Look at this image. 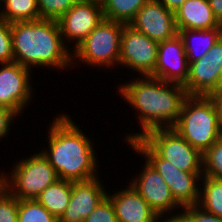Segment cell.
<instances>
[{
    "mask_svg": "<svg viewBox=\"0 0 222 222\" xmlns=\"http://www.w3.org/2000/svg\"><path fill=\"white\" fill-rule=\"evenodd\" d=\"M134 79V80H133ZM117 86L119 95L137 112L140 132L125 135V143L142 137L157 128H172L180 117L188 97L182 84L167 82L151 76H139ZM138 132V133H137Z\"/></svg>",
    "mask_w": 222,
    "mask_h": 222,
    "instance_id": "6da1fadb",
    "label": "cell"
},
{
    "mask_svg": "<svg viewBox=\"0 0 222 222\" xmlns=\"http://www.w3.org/2000/svg\"><path fill=\"white\" fill-rule=\"evenodd\" d=\"M66 113L54 117L48 130V147L41 152L59 179L72 182L98 177V160L90 137ZM96 154V156H95Z\"/></svg>",
    "mask_w": 222,
    "mask_h": 222,
    "instance_id": "7a4b0ae2",
    "label": "cell"
},
{
    "mask_svg": "<svg viewBox=\"0 0 222 222\" xmlns=\"http://www.w3.org/2000/svg\"><path fill=\"white\" fill-rule=\"evenodd\" d=\"M13 62L33 69L67 70L72 65V52L65 45L58 21L38 19L11 23Z\"/></svg>",
    "mask_w": 222,
    "mask_h": 222,
    "instance_id": "3957f363",
    "label": "cell"
},
{
    "mask_svg": "<svg viewBox=\"0 0 222 222\" xmlns=\"http://www.w3.org/2000/svg\"><path fill=\"white\" fill-rule=\"evenodd\" d=\"M172 129L202 155L222 136L218 113L209 96H188Z\"/></svg>",
    "mask_w": 222,
    "mask_h": 222,
    "instance_id": "277c9868",
    "label": "cell"
},
{
    "mask_svg": "<svg viewBox=\"0 0 222 222\" xmlns=\"http://www.w3.org/2000/svg\"><path fill=\"white\" fill-rule=\"evenodd\" d=\"M124 23L103 19L89 35L72 50V67L77 62L111 70L118 66ZM75 57V58H74ZM78 60V61H77Z\"/></svg>",
    "mask_w": 222,
    "mask_h": 222,
    "instance_id": "5b68a950",
    "label": "cell"
},
{
    "mask_svg": "<svg viewBox=\"0 0 222 222\" xmlns=\"http://www.w3.org/2000/svg\"><path fill=\"white\" fill-rule=\"evenodd\" d=\"M14 165L10 174L9 171L8 174L1 171L0 183L19 200L36 199L46 187L59 179L54 167L40 151Z\"/></svg>",
    "mask_w": 222,
    "mask_h": 222,
    "instance_id": "8992f818",
    "label": "cell"
},
{
    "mask_svg": "<svg viewBox=\"0 0 222 222\" xmlns=\"http://www.w3.org/2000/svg\"><path fill=\"white\" fill-rule=\"evenodd\" d=\"M143 156L168 184L175 201L183 208L198 205L203 173L184 172L161 158L141 137L128 144Z\"/></svg>",
    "mask_w": 222,
    "mask_h": 222,
    "instance_id": "52a82bcc",
    "label": "cell"
},
{
    "mask_svg": "<svg viewBox=\"0 0 222 222\" xmlns=\"http://www.w3.org/2000/svg\"><path fill=\"white\" fill-rule=\"evenodd\" d=\"M161 158L184 172L203 173L202 154L172 128L152 129L141 137Z\"/></svg>",
    "mask_w": 222,
    "mask_h": 222,
    "instance_id": "ba28073f",
    "label": "cell"
},
{
    "mask_svg": "<svg viewBox=\"0 0 222 222\" xmlns=\"http://www.w3.org/2000/svg\"><path fill=\"white\" fill-rule=\"evenodd\" d=\"M157 51V42L129 24L124 25L118 66L130 68L140 76H150L155 69Z\"/></svg>",
    "mask_w": 222,
    "mask_h": 222,
    "instance_id": "9c48e42d",
    "label": "cell"
},
{
    "mask_svg": "<svg viewBox=\"0 0 222 222\" xmlns=\"http://www.w3.org/2000/svg\"><path fill=\"white\" fill-rule=\"evenodd\" d=\"M142 168V171L138 174L139 176L133 177L129 183L147 201L159 218L172 222L176 218V214L172 215L170 213L172 210L174 212L175 210L179 211L182 207L173 198L163 177L146 159Z\"/></svg>",
    "mask_w": 222,
    "mask_h": 222,
    "instance_id": "30bf717a",
    "label": "cell"
},
{
    "mask_svg": "<svg viewBox=\"0 0 222 222\" xmlns=\"http://www.w3.org/2000/svg\"><path fill=\"white\" fill-rule=\"evenodd\" d=\"M0 65V107H7L22 116L34 95L32 71L16 62Z\"/></svg>",
    "mask_w": 222,
    "mask_h": 222,
    "instance_id": "8fae6325",
    "label": "cell"
},
{
    "mask_svg": "<svg viewBox=\"0 0 222 222\" xmlns=\"http://www.w3.org/2000/svg\"><path fill=\"white\" fill-rule=\"evenodd\" d=\"M222 71V37L198 61L189 64L183 84L188 96H209L218 91Z\"/></svg>",
    "mask_w": 222,
    "mask_h": 222,
    "instance_id": "7c38bea8",
    "label": "cell"
},
{
    "mask_svg": "<svg viewBox=\"0 0 222 222\" xmlns=\"http://www.w3.org/2000/svg\"><path fill=\"white\" fill-rule=\"evenodd\" d=\"M103 19L102 6L78 0L57 21L65 45L75 43L74 50Z\"/></svg>",
    "mask_w": 222,
    "mask_h": 222,
    "instance_id": "4fadbf2b",
    "label": "cell"
},
{
    "mask_svg": "<svg viewBox=\"0 0 222 222\" xmlns=\"http://www.w3.org/2000/svg\"><path fill=\"white\" fill-rule=\"evenodd\" d=\"M129 25L157 43L172 39L178 34L174 12L157 0L146 2Z\"/></svg>",
    "mask_w": 222,
    "mask_h": 222,
    "instance_id": "5bb4252c",
    "label": "cell"
},
{
    "mask_svg": "<svg viewBox=\"0 0 222 222\" xmlns=\"http://www.w3.org/2000/svg\"><path fill=\"white\" fill-rule=\"evenodd\" d=\"M188 69L184 43L179 34L158 43L157 61L151 77L183 85L188 78Z\"/></svg>",
    "mask_w": 222,
    "mask_h": 222,
    "instance_id": "9a60e30c",
    "label": "cell"
},
{
    "mask_svg": "<svg viewBox=\"0 0 222 222\" xmlns=\"http://www.w3.org/2000/svg\"><path fill=\"white\" fill-rule=\"evenodd\" d=\"M99 177L87 181L72 182L69 204L58 222H84L95 207L110 194Z\"/></svg>",
    "mask_w": 222,
    "mask_h": 222,
    "instance_id": "2e32d148",
    "label": "cell"
},
{
    "mask_svg": "<svg viewBox=\"0 0 222 222\" xmlns=\"http://www.w3.org/2000/svg\"><path fill=\"white\" fill-rule=\"evenodd\" d=\"M126 187L111 195L107 194L113 204L117 222H157L159 216L132 184Z\"/></svg>",
    "mask_w": 222,
    "mask_h": 222,
    "instance_id": "e0dca14e",
    "label": "cell"
},
{
    "mask_svg": "<svg viewBox=\"0 0 222 222\" xmlns=\"http://www.w3.org/2000/svg\"><path fill=\"white\" fill-rule=\"evenodd\" d=\"M174 17L177 29L209 30L222 26L208 0H186L174 11Z\"/></svg>",
    "mask_w": 222,
    "mask_h": 222,
    "instance_id": "ac0fdd59",
    "label": "cell"
},
{
    "mask_svg": "<svg viewBox=\"0 0 222 222\" xmlns=\"http://www.w3.org/2000/svg\"><path fill=\"white\" fill-rule=\"evenodd\" d=\"M177 30L184 43L188 64L198 61L222 37V26L209 30Z\"/></svg>",
    "mask_w": 222,
    "mask_h": 222,
    "instance_id": "d6986e66",
    "label": "cell"
},
{
    "mask_svg": "<svg viewBox=\"0 0 222 222\" xmlns=\"http://www.w3.org/2000/svg\"><path fill=\"white\" fill-rule=\"evenodd\" d=\"M72 194V181L58 179L46 187L36 200L58 220L64 214Z\"/></svg>",
    "mask_w": 222,
    "mask_h": 222,
    "instance_id": "ffe728a7",
    "label": "cell"
},
{
    "mask_svg": "<svg viewBox=\"0 0 222 222\" xmlns=\"http://www.w3.org/2000/svg\"><path fill=\"white\" fill-rule=\"evenodd\" d=\"M2 5L0 19L8 23L40 19L38 0H5Z\"/></svg>",
    "mask_w": 222,
    "mask_h": 222,
    "instance_id": "44dd1931",
    "label": "cell"
},
{
    "mask_svg": "<svg viewBox=\"0 0 222 222\" xmlns=\"http://www.w3.org/2000/svg\"><path fill=\"white\" fill-rule=\"evenodd\" d=\"M198 207L203 211L222 217V179L202 176Z\"/></svg>",
    "mask_w": 222,
    "mask_h": 222,
    "instance_id": "7402d4cb",
    "label": "cell"
},
{
    "mask_svg": "<svg viewBox=\"0 0 222 222\" xmlns=\"http://www.w3.org/2000/svg\"><path fill=\"white\" fill-rule=\"evenodd\" d=\"M149 0H106L102 5L104 19L129 24Z\"/></svg>",
    "mask_w": 222,
    "mask_h": 222,
    "instance_id": "603a6c76",
    "label": "cell"
},
{
    "mask_svg": "<svg viewBox=\"0 0 222 222\" xmlns=\"http://www.w3.org/2000/svg\"><path fill=\"white\" fill-rule=\"evenodd\" d=\"M18 222H58L36 199H18Z\"/></svg>",
    "mask_w": 222,
    "mask_h": 222,
    "instance_id": "cb8c5ba5",
    "label": "cell"
},
{
    "mask_svg": "<svg viewBox=\"0 0 222 222\" xmlns=\"http://www.w3.org/2000/svg\"><path fill=\"white\" fill-rule=\"evenodd\" d=\"M203 176L222 179V136L203 154Z\"/></svg>",
    "mask_w": 222,
    "mask_h": 222,
    "instance_id": "d4e9b609",
    "label": "cell"
},
{
    "mask_svg": "<svg viewBox=\"0 0 222 222\" xmlns=\"http://www.w3.org/2000/svg\"><path fill=\"white\" fill-rule=\"evenodd\" d=\"M78 0H38L40 19L59 20Z\"/></svg>",
    "mask_w": 222,
    "mask_h": 222,
    "instance_id": "484cf974",
    "label": "cell"
},
{
    "mask_svg": "<svg viewBox=\"0 0 222 222\" xmlns=\"http://www.w3.org/2000/svg\"><path fill=\"white\" fill-rule=\"evenodd\" d=\"M0 222H18V199L0 183Z\"/></svg>",
    "mask_w": 222,
    "mask_h": 222,
    "instance_id": "4316f807",
    "label": "cell"
},
{
    "mask_svg": "<svg viewBox=\"0 0 222 222\" xmlns=\"http://www.w3.org/2000/svg\"><path fill=\"white\" fill-rule=\"evenodd\" d=\"M172 222H222V217L207 213L194 205L183 207Z\"/></svg>",
    "mask_w": 222,
    "mask_h": 222,
    "instance_id": "83f0119b",
    "label": "cell"
},
{
    "mask_svg": "<svg viewBox=\"0 0 222 222\" xmlns=\"http://www.w3.org/2000/svg\"><path fill=\"white\" fill-rule=\"evenodd\" d=\"M84 222H117L111 200L106 196L85 218Z\"/></svg>",
    "mask_w": 222,
    "mask_h": 222,
    "instance_id": "f1b7e54d",
    "label": "cell"
},
{
    "mask_svg": "<svg viewBox=\"0 0 222 222\" xmlns=\"http://www.w3.org/2000/svg\"><path fill=\"white\" fill-rule=\"evenodd\" d=\"M13 62L11 23L0 19V64Z\"/></svg>",
    "mask_w": 222,
    "mask_h": 222,
    "instance_id": "f546056e",
    "label": "cell"
},
{
    "mask_svg": "<svg viewBox=\"0 0 222 222\" xmlns=\"http://www.w3.org/2000/svg\"><path fill=\"white\" fill-rule=\"evenodd\" d=\"M19 115L7 108V107H0V139L6 138L9 134L11 129V125L14 122L13 120H17ZM0 140V141H1Z\"/></svg>",
    "mask_w": 222,
    "mask_h": 222,
    "instance_id": "4dcf8cb0",
    "label": "cell"
},
{
    "mask_svg": "<svg viewBox=\"0 0 222 222\" xmlns=\"http://www.w3.org/2000/svg\"><path fill=\"white\" fill-rule=\"evenodd\" d=\"M213 103L215 104L216 111L218 113L219 123L222 129V91H217L209 95Z\"/></svg>",
    "mask_w": 222,
    "mask_h": 222,
    "instance_id": "1f68e13d",
    "label": "cell"
},
{
    "mask_svg": "<svg viewBox=\"0 0 222 222\" xmlns=\"http://www.w3.org/2000/svg\"><path fill=\"white\" fill-rule=\"evenodd\" d=\"M217 21L222 25V0H208Z\"/></svg>",
    "mask_w": 222,
    "mask_h": 222,
    "instance_id": "d6a6232c",
    "label": "cell"
},
{
    "mask_svg": "<svg viewBox=\"0 0 222 222\" xmlns=\"http://www.w3.org/2000/svg\"><path fill=\"white\" fill-rule=\"evenodd\" d=\"M159 1L166 9L170 11H175L178 9L186 0H157Z\"/></svg>",
    "mask_w": 222,
    "mask_h": 222,
    "instance_id": "836d02e7",
    "label": "cell"
},
{
    "mask_svg": "<svg viewBox=\"0 0 222 222\" xmlns=\"http://www.w3.org/2000/svg\"><path fill=\"white\" fill-rule=\"evenodd\" d=\"M79 1L95 3V4H98V5L102 6L105 3L106 0H79Z\"/></svg>",
    "mask_w": 222,
    "mask_h": 222,
    "instance_id": "e575fe53",
    "label": "cell"
},
{
    "mask_svg": "<svg viewBox=\"0 0 222 222\" xmlns=\"http://www.w3.org/2000/svg\"><path fill=\"white\" fill-rule=\"evenodd\" d=\"M218 91H222V71L220 72V75H219Z\"/></svg>",
    "mask_w": 222,
    "mask_h": 222,
    "instance_id": "d590c367",
    "label": "cell"
},
{
    "mask_svg": "<svg viewBox=\"0 0 222 222\" xmlns=\"http://www.w3.org/2000/svg\"><path fill=\"white\" fill-rule=\"evenodd\" d=\"M157 222H170V221H167V220H165V219H164V220H163V219L161 220V218H160Z\"/></svg>",
    "mask_w": 222,
    "mask_h": 222,
    "instance_id": "8d00e7d4",
    "label": "cell"
},
{
    "mask_svg": "<svg viewBox=\"0 0 222 222\" xmlns=\"http://www.w3.org/2000/svg\"><path fill=\"white\" fill-rule=\"evenodd\" d=\"M5 2V0H0V6L2 5V3H4Z\"/></svg>",
    "mask_w": 222,
    "mask_h": 222,
    "instance_id": "74e56055",
    "label": "cell"
}]
</instances>
